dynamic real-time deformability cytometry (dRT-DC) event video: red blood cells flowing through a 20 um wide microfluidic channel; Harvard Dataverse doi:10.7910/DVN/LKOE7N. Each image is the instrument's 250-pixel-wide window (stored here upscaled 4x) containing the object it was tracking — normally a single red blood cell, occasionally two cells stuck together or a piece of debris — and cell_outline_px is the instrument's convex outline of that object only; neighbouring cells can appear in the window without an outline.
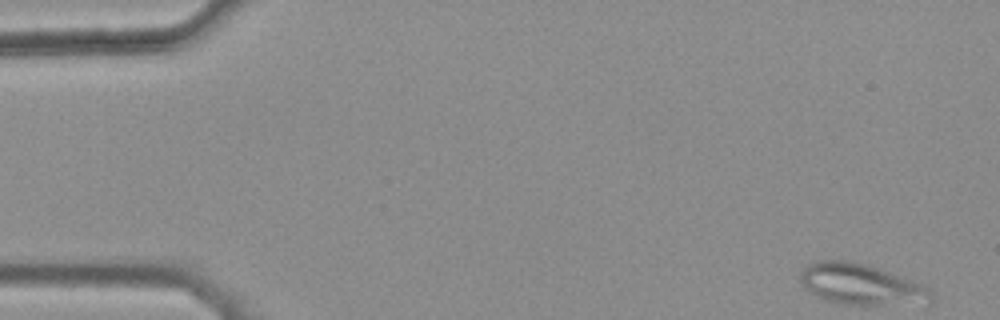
{"species": "common noctule bat (a hibernating species)", "species_latin": "Nyctalus noctula", "temperature_condition": "warm", "stored_images_in_passage": 42, "camera_frame_rate_fps": 3000, "um_per_image_px": 0.085, "animal": {"sex": "female", "body_mass_g": 25.1}, "frame": {"image": 1, "passage_image": 1, "time_ms": 0.0, "image_size_px": [1000, 320], "cell_outline_px": [[932, 300], [880, 304], [844, 304], [824, 300], [808, 292], [804, 288], [800, 280], [800, 272], [808, 264], [816, 260], [852, 260], [868, 264], [920, 284], [928, 288], [932, 292]], "centroid_in_image_um": [73.04, 24.13], "position_along_channel_um": 12.0, "area_um2": 30.58}}
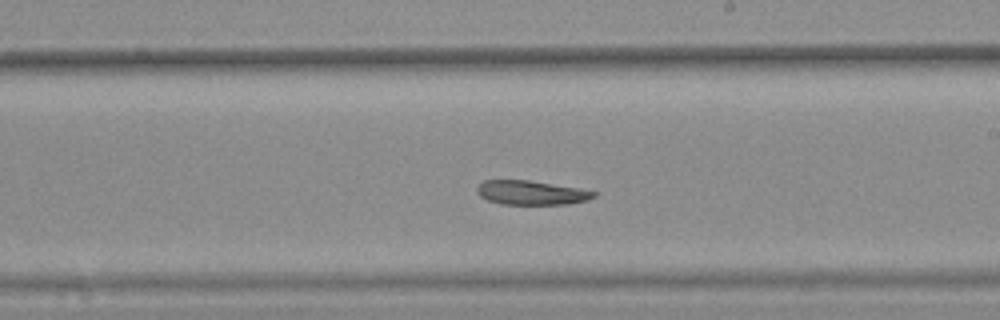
{"frame": {"image": 2, "passage_image": 29, "time_ms": 9.333, "image_size_px": [1000, 320], "cell_outline_px": [[600, 192], [596, 196], [588, 200], [568, 204], [500, 204], [488, 200], [480, 196], [476, 192], [476, 188], [484, 180], [528, 180], [580, 188]], "centroid_in_image_um": [45.2, 16.38], "position_along_channel_um": 243.8, "area_um2": 16.59}}
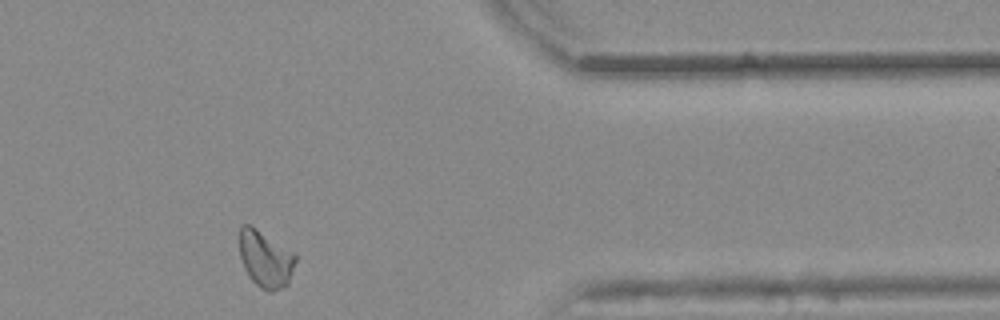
{"frame": {"image": 3, "passage_image": 42, "time_ms": 13.667, "image_size_px": [1000, 320], "cell_outline_px": [[296, 260], [288, 284], [284, 288], [272, 292], [268, 292], [260, 288], [252, 280], [244, 268], [240, 256], [240, 224], [252, 224], [296, 252]], "centroid_in_image_um": [22.59, 21.99], "position_along_channel_um": 388.8, "area_um2": 19.07}}